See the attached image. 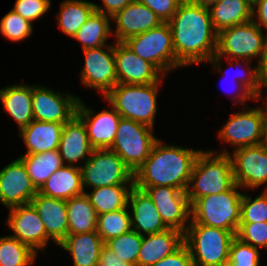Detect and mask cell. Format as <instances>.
Returning <instances> with one entry per match:
<instances>
[{
  "instance_id": "1",
  "label": "cell",
  "mask_w": 267,
  "mask_h": 266,
  "mask_svg": "<svg viewBox=\"0 0 267 266\" xmlns=\"http://www.w3.org/2000/svg\"><path fill=\"white\" fill-rule=\"evenodd\" d=\"M167 23L176 59L183 67L208 63L216 54L218 32L205 0H182Z\"/></svg>"
},
{
  "instance_id": "2",
  "label": "cell",
  "mask_w": 267,
  "mask_h": 266,
  "mask_svg": "<svg viewBox=\"0 0 267 266\" xmlns=\"http://www.w3.org/2000/svg\"><path fill=\"white\" fill-rule=\"evenodd\" d=\"M200 149L164 144L158 139L143 165L134 174L137 188L171 186L187 191L191 172Z\"/></svg>"
},
{
  "instance_id": "3",
  "label": "cell",
  "mask_w": 267,
  "mask_h": 266,
  "mask_svg": "<svg viewBox=\"0 0 267 266\" xmlns=\"http://www.w3.org/2000/svg\"><path fill=\"white\" fill-rule=\"evenodd\" d=\"M235 185L232 162L228 154L201 150L194 162L187 197L190 206L208 195L230 190Z\"/></svg>"
},
{
  "instance_id": "4",
  "label": "cell",
  "mask_w": 267,
  "mask_h": 266,
  "mask_svg": "<svg viewBox=\"0 0 267 266\" xmlns=\"http://www.w3.org/2000/svg\"><path fill=\"white\" fill-rule=\"evenodd\" d=\"M162 83H118L104 98L122 118L153 128L157 112V94Z\"/></svg>"
},
{
  "instance_id": "5",
  "label": "cell",
  "mask_w": 267,
  "mask_h": 266,
  "mask_svg": "<svg viewBox=\"0 0 267 266\" xmlns=\"http://www.w3.org/2000/svg\"><path fill=\"white\" fill-rule=\"evenodd\" d=\"M235 238L236 233L231 231L189 222L184 244L190 251L193 266H225Z\"/></svg>"
},
{
  "instance_id": "6",
  "label": "cell",
  "mask_w": 267,
  "mask_h": 266,
  "mask_svg": "<svg viewBox=\"0 0 267 266\" xmlns=\"http://www.w3.org/2000/svg\"><path fill=\"white\" fill-rule=\"evenodd\" d=\"M240 188L235 184L228 191L198 198L191 205L190 222L237 233L243 194Z\"/></svg>"
},
{
  "instance_id": "7",
  "label": "cell",
  "mask_w": 267,
  "mask_h": 266,
  "mask_svg": "<svg viewBox=\"0 0 267 266\" xmlns=\"http://www.w3.org/2000/svg\"><path fill=\"white\" fill-rule=\"evenodd\" d=\"M263 31L253 20L225 28L218 33L216 54L228 63L230 60L252 62L256 57L259 62L267 45V34Z\"/></svg>"
},
{
  "instance_id": "8",
  "label": "cell",
  "mask_w": 267,
  "mask_h": 266,
  "mask_svg": "<svg viewBox=\"0 0 267 266\" xmlns=\"http://www.w3.org/2000/svg\"><path fill=\"white\" fill-rule=\"evenodd\" d=\"M124 43L140 58L153 64L165 77L168 72L179 69L171 28L168 23L129 37Z\"/></svg>"
},
{
  "instance_id": "9",
  "label": "cell",
  "mask_w": 267,
  "mask_h": 266,
  "mask_svg": "<svg viewBox=\"0 0 267 266\" xmlns=\"http://www.w3.org/2000/svg\"><path fill=\"white\" fill-rule=\"evenodd\" d=\"M153 130L147 125L120 118L114 142L109 149L118 154L133 174L143 165L158 140Z\"/></svg>"
},
{
  "instance_id": "10",
  "label": "cell",
  "mask_w": 267,
  "mask_h": 266,
  "mask_svg": "<svg viewBox=\"0 0 267 266\" xmlns=\"http://www.w3.org/2000/svg\"><path fill=\"white\" fill-rule=\"evenodd\" d=\"M79 167L84 191L85 187L134 185V174L111 149H94L90 158Z\"/></svg>"
},
{
  "instance_id": "11",
  "label": "cell",
  "mask_w": 267,
  "mask_h": 266,
  "mask_svg": "<svg viewBox=\"0 0 267 266\" xmlns=\"http://www.w3.org/2000/svg\"><path fill=\"white\" fill-rule=\"evenodd\" d=\"M82 51H84L85 61L80 72L81 82L88 88L96 89L105 97L118 84L114 44L102 45Z\"/></svg>"
},
{
  "instance_id": "12",
  "label": "cell",
  "mask_w": 267,
  "mask_h": 266,
  "mask_svg": "<svg viewBox=\"0 0 267 266\" xmlns=\"http://www.w3.org/2000/svg\"><path fill=\"white\" fill-rule=\"evenodd\" d=\"M246 109V110H244ZM232 113L227 123L219 130V140L238 148L259 145L262 135L266 107L248 108ZM248 109V110H247Z\"/></svg>"
},
{
  "instance_id": "13",
  "label": "cell",
  "mask_w": 267,
  "mask_h": 266,
  "mask_svg": "<svg viewBox=\"0 0 267 266\" xmlns=\"http://www.w3.org/2000/svg\"><path fill=\"white\" fill-rule=\"evenodd\" d=\"M139 189L151 198L167 228L185 233L191 219V206L186 191L171 186Z\"/></svg>"
},
{
  "instance_id": "14",
  "label": "cell",
  "mask_w": 267,
  "mask_h": 266,
  "mask_svg": "<svg viewBox=\"0 0 267 266\" xmlns=\"http://www.w3.org/2000/svg\"><path fill=\"white\" fill-rule=\"evenodd\" d=\"M218 153L230 156L235 184L239 187L252 190L267 183V153L259 145Z\"/></svg>"
},
{
  "instance_id": "15",
  "label": "cell",
  "mask_w": 267,
  "mask_h": 266,
  "mask_svg": "<svg viewBox=\"0 0 267 266\" xmlns=\"http://www.w3.org/2000/svg\"><path fill=\"white\" fill-rule=\"evenodd\" d=\"M78 96L69 92L60 93L42 85H32L34 120L42 122L66 123L75 114Z\"/></svg>"
},
{
  "instance_id": "16",
  "label": "cell",
  "mask_w": 267,
  "mask_h": 266,
  "mask_svg": "<svg viewBox=\"0 0 267 266\" xmlns=\"http://www.w3.org/2000/svg\"><path fill=\"white\" fill-rule=\"evenodd\" d=\"M6 222L14 232L12 237L27 244L37 254L38 250L45 252L50 238L46 234L37 210L31 203L10 208Z\"/></svg>"
},
{
  "instance_id": "17",
  "label": "cell",
  "mask_w": 267,
  "mask_h": 266,
  "mask_svg": "<svg viewBox=\"0 0 267 266\" xmlns=\"http://www.w3.org/2000/svg\"><path fill=\"white\" fill-rule=\"evenodd\" d=\"M37 192L19 158L0 170V202L6 208L29 204Z\"/></svg>"
},
{
  "instance_id": "18",
  "label": "cell",
  "mask_w": 267,
  "mask_h": 266,
  "mask_svg": "<svg viewBox=\"0 0 267 266\" xmlns=\"http://www.w3.org/2000/svg\"><path fill=\"white\" fill-rule=\"evenodd\" d=\"M118 83L150 84L163 82L165 76L150 62L137 56L124 42L114 43Z\"/></svg>"
},
{
  "instance_id": "19",
  "label": "cell",
  "mask_w": 267,
  "mask_h": 266,
  "mask_svg": "<svg viewBox=\"0 0 267 266\" xmlns=\"http://www.w3.org/2000/svg\"><path fill=\"white\" fill-rule=\"evenodd\" d=\"M95 113L79 98L76 115L84 122L91 146L94 149H109L115 139L121 116L111 105Z\"/></svg>"
},
{
  "instance_id": "20",
  "label": "cell",
  "mask_w": 267,
  "mask_h": 266,
  "mask_svg": "<svg viewBox=\"0 0 267 266\" xmlns=\"http://www.w3.org/2000/svg\"><path fill=\"white\" fill-rule=\"evenodd\" d=\"M111 19L116 23L112 35L117 42H124L131 36L156 28L163 23L149 7L138 0L129 3Z\"/></svg>"
},
{
  "instance_id": "21",
  "label": "cell",
  "mask_w": 267,
  "mask_h": 266,
  "mask_svg": "<svg viewBox=\"0 0 267 266\" xmlns=\"http://www.w3.org/2000/svg\"><path fill=\"white\" fill-rule=\"evenodd\" d=\"M58 150L64 165L75 166L77 162H86L90 158L94 148L84 122L76 114L64 123Z\"/></svg>"
},
{
  "instance_id": "22",
  "label": "cell",
  "mask_w": 267,
  "mask_h": 266,
  "mask_svg": "<svg viewBox=\"0 0 267 266\" xmlns=\"http://www.w3.org/2000/svg\"><path fill=\"white\" fill-rule=\"evenodd\" d=\"M42 220L47 236L59 245L68 235V212L65 200L37 194L30 202Z\"/></svg>"
},
{
  "instance_id": "23",
  "label": "cell",
  "mask_w": 267,
  "mask_h": 266,
  "mask_svg": "<svg viewBox=\"0 0 267 266\" xmlns=\"http://www.w3.org/2000/svg\"><path fill=\"white\" fill-rule=\"evenodd\" d=\"M128 205L131 209L132 230L139 235H148L168 229L148 194L135 185L131 189ZM144 233V234H143Z\"/></svg>"
},
{
  "instance_id": "24",
  "label": "cell",
  "mask_w": 267,
  "mask_h": 266,
  "mask_svg": "<svg viewBox=\"0 0 267 266\" xmlns=\"http://www.w3.org/2000/svg\"><path fill=\"white\" fill-rule=\"evenodd\" d=\"M184 244V233L166 229L159 233L143 235L137 266H150L173 254Z\"/></svg>"
},
{
  "instance_id": "25",
  "label": "cell",
  "mask_w": 267,
  "mask_h": 266,
  "mask_svg": "<svg viewBox=\"0 0 267 266\" xmlns=\"http://www.w3.org/2000/svg\"><path fill=\"white\" fill-rule=\"evenodd\" d=\"M63 126L64 123L33 120L18 134L24 140L27 148V152L24 154H39L58 149Z\"/></svg>"
},
{
  "instance_id": "26",
  "label": "cell",
  "mask_w": 267,
  "mask_h": 266,
  "mask_svg": "<svg viewBox=\"0 0 267 266\" xmlns=\"http://www.w3.org/2000/svg\"><path fill=\"white\" fill-rule=\"evenodd\" d=\"M0 100L5 111L17 122L19 131L34 120L31 85L21 83L1 88Z\"/></svg>"
},
{
  "instance_id": "27",
  "label": "cell",
  "mask_w": 267,
  "mask_h": 266,
  "mask_svg": "<svg viewBox=\"0 0 267 266\" xmlns=\"http://www.w3.org/2000/svg\"><path fill=\"white\" fill-rule=\"evenodd\" d=\"M38 192L47 197L65 201L85 193L80 167L78 165H63L51 174Z\"/></svg>"
},
{
  "instance_id": "28",
  "label": "cell",
  "mask_w": 267,
  "mask_h": 266,
  "mask_svg": "<svg viewBox=\"0 0 267 266\" xmlns=\"http://www.w3.org/2000/svg\"><path fill=\"white\" fill-rule=\"evenodd\" d=\"M104 245L97 231H93L67 235L58 246L72 256L73 266H98Z\"/></svg>"
},
{
  "instance_id": "29",
  "label": "cell",
  "mask_w": 267,
  "mask_h": 266,
  "mask_svg": "<svg viewBox=\"0 0 267 266\" xmlns=\"http://www.w3.org/2000/svg\"><path fill=\"white\" fill-rule=\"evenodd\" d=\"M213 26L221 30L252 20L253 4L248 0H205Z\"/></svg>"
},
{
  "instance_id": "30",
  "label": "cell",
  "mask_w": 267,
  "mask_h": 266,
  "mask_svg": "<svg viewBox=\"0 0 267 266\" xmlns=\"http://www.w3.org/2000/svg\"><path fill=\"white\" fill-rule=\"evenodd\" d=\"M222 59L223 58L221 56H218L217 54H215L208 62L210 64L212 63L214 71L219 70V73L222 74L221 76L226 74L225 70L224 71L222 70V66L220 64L222 62L221 61ZM241 62L245 63L247 68L243 66V70L241 69V72L235 73L236 78H234L235 79V81L233 82L234 86L232 84L231 87L232 89L233 88L237 89L236 92L238 91V93L235 94V97L232 96V102L236 105L238 104L237 102H239L242 106V105H246L245 102L249 99L254 100V101H260V99H259L257 66L256 65L255 67L251 66L252 65L251 61L231 60L232 64L228 65V67L229 66L233 67L234 64L239 65Z\"/></svg>"
},
{
  "instance_id": "31",
  "label": "cell",
  "mask_w": 267,
  "mask_h": 266,
  "mask_svg": "<svg viewBox=\"0 0 267 266\" xmlns=\"http://www.w3.org/2000/svg\"><path fill=\"white\" fill-rule=\"evenodd\" d=\"M66 204L68 235L96 231L97 213L85 193L68 199Z\"/></svg>"
},
{
  "instance_id": "32",
  "label": "cell",
  "mask_w": 267,
  "mask_h": 266,
  "mask_svg": "<svg viewBox=\"0 0 267 266\" xmlns=\"http://www.w3.org/2000/svg\"><path fill=\"white\" fill-rule=\"evenodd\" d=\"M19 159L24 163L32 183L38 190L52 173L64 165L58 149L39 154H23Z\"/></svg>"
},
{
  "instance_id": "33",
  "label": "cell",
  "mask_w": 267,
  "mask_h": 266,
  "mask_svg": "<svg viewBox=\"0 0 267 266\" xmlns=\"http://www.w3.org/2000/svg\"><path fill=\"white\" fill-rule=\"evenodd\" d=\"M60 5L58 27L71 38L95 11L94 3L85 0H65Z\"/></svg>"
},
{
  "instance_id": "34",
  "label": "cell",
  "mask_w": 267,
  "mask_h": 266,
  "mask_svg": "<svg viewBox=\"0 0 267 266\" xmlns=\"http://www.w3.org/2000/svg\"><path fill=\"white\" fill-rule=\"evenodd\" d=\"M110 19V16L94 11L73 39L81 43L83 50L107 45L106 41L112 35Z\"/></svg>"
},
{
  "instance_id": "35",
  "label": "cell",
  "mask_w": 267,
  "mask_h": 266,
  "mask_svg": "<svg viewBox=\"0 0 267 266\" xmlns=\"http://www.w3.org/2000/svg\"><path fill=\"white\" fill-rule=\"evenodd\" d=\"M134 185L97 187L85 194L89 197L97 215L110 213L128 206V198Z\"/></svg>"
},
{
  "instance_id": "36",
  "label": "cell",
  "mask_w": 267,
  "mask_h": 266,
  "mask_svg": "<svg viewBox=\"0 0 267 266\" xmlns=\"http://www.w3.org/2000/svg\"><path fill=\"white\" fill-rule=\"evenodd\" d=\"M37 253L15 237H0V266H30L37 259Z\"/></svg>"
},
{
  "instance_id": "37",
  "label": "cell",
  "mask_w": 267,
  "mask_h": 266,
  "mask_svg": "<svg viewBox=\"0 0 267 266\" xmlns=\"http://www.w3.org/2000/svg\"><path fill=\"white\" fill-rule=\"evenodd\" d=\"M126 208L97 215L96 231L104 243L132 230L131 213Z\"/></svg>"
},
{
  "instance_id": "38",
  "label": "cell",
  "mask_w": 267,
  "mask_h": 266,
  "mask_svg": "<svg viewBox=\"0 0 267 266\" xmlns=\"http://www.w3.org/2000/svg\"><path fill=\"white\" fill-rule=\"evenodd\" d=\"M143 236L131 230L107 241L105 245L121 260L137 266V258L141 249Z\"/></svg>"
},
{
  "instance_id": "39",
  "label": "cell",
  "mask_w": 267,
  "mask_h": 266,
  "mask_svg": "<svg viewBox=\"0 0 267 266\" xmlns=\"http://www.w3.org/2000/svg\"><path fill=\"white\" fill-rule=\"evenodd\" d=\"M33 25L12 9L0 21V33L9 41L20 42L32 35Z\"/></svg>"
},
{
  "instance_id": "40",
  "label": "cell",
  "mask_w": 267,
  "mask_h": 266,
  "mask_svg": "<svg viewBox=\"0 0 267 266\" xmlns=\"http://www.w3.org/2000/svg\"><path fill=\"white\" fill-rule=\"evenodd\" d=\"M242 194L240 223L267 222V188L256 198Z\"/></svg>"
},
{
  "instance_id": "41",
  "label": "cell",
  "mask_w": 267,
  "mask_h": 266,
  "mask_svg": "<svg viewBox=\"0 0 267 266\" xmlns=\"http://www.w3.org/2000/svg\"><path fill=\"white\" fill-rule=\"evenodd\" d=\"M259 248L235 238L230 246L229 260L225 266H260Z\"/></svg>"
},
{
  "instance_id": "42",
  "label": "cell",
  "mask_w": 267,
  "mask_h": 266,
  "mask_svg": "<svg viewBox=\"0 0 267 266\" xmlns=\"http://www.w3.org/2000/svg\"><path fill=\"white\" fill-rule=\"evenodd\" d=\"M236 238L253 247L267 249V222L239 223Z\"/></svg>"
},
{
  "instance_id": "43",
  "label": "cell",
  "mask_w": 267,
  "mask_h": 266,
  "mask_svg": "<svg viewBox=\"0 0 267 266\" xmlns=\"http://www.w3.org/2000/svg\"><path fill=\"white\" fill-rule=\"evenodd\" d=\"M51 7V0H16L12 8L25 20L33 23L43 17Z\"/></svg>"
},
{
  "instance_id": "44",
  "label": "cell",
  "mask_w": 267,
  "mask_h": 266,
  "mask_svg": "<svg viewBox=\"0 0 267 266\" xmlns=\"http://www.w3.org/2000/svg\"><path fill=\"white\" fill-rule=\"evenodd\" d=\"M149 7L163 23H167L177 11L182 0H138Z\"/></svg>"
},
{
  "instance_id": "45",
  "label": "cell",
  "mask_w": 267,
  "mask_h": 266,
  "mask_svg": "<svg viewBox=\"0 0 267 266\" xmlns=\"http://www.w3.org/2000/svg\"><path fill=\"white\" fill-rule=\"evenodd\" d=\"M150 266H193V262L188 247L183 244L173 254Z\"/></svg>"
},
{
  "instance_id": "46",
  "label": "cell",
  "mask_w": 267,
  "mask_h": 266,
  "mask_svg": "<svg viewBox=\"0 0 267 266\" xmlns=\"http://www.w3.org/2000/svg\"><path fill=\"white\" fill-rule=\"evenodd\" d=\"M134 0H102V5L95 4V11L108 15L111 18Z\"/></svg>"
},
{
  "instance_id": "47",
  "label": "cell",
  "mask_w": 267,
  "mask_h": 266,
  "mask_svg": "<svg viewBox=\"0 0 267 266\" xmlns=\"http://www.w3.org/2000/svg\"><path fill=\"white\" fill-rule=\"evenodd\" d=\"M252 20L260 29L264 27L267 32V0H255L253 2Z\"/></svg>"
},
{
  "instance_id": "48",
  "label": "cell",
  "mask_w": 267,
  "mask_h": 266,
  "mask_svg": "<svg viewBox=\"0 0 267 266\" xmlns=\"http://www.w3.org/2000/svg\"><path fill=\"white\" fill-rule=\"evenodd\" d=\"M98 266H134L121 260L106 245L101 248Z\"/></svg>"
},
{
  "instance_id": "49",
  "label": "cell",
  "mask_w": 267,
  "mask_h": 266,
  "mask_svg": "<svg viewBox=\"0 0 267 266\" xmlns=\"http://www.w3.org/2000/svg\"><path fill=\"white\" fill-rule=\"evenodd\" d=\"M257 65L259 99H263L262 87L267 88V45Z\"/></svg>"
},
{
  "instance_id": "50",
  "label": "cell",
  "mask_w": 267,
  "mask_h": 266,
  "mask_svg": "<svg viewBox=\"0 0 267 266\" xmlns=\"http://www.w3.org/2000/svg\"><path fill=\"white\" fill-rule=\"evenodd\" d=\"M259 146L267 153V114L263 119L262 135Z\"/></svg>"
},
{
  "instance_id": "51",
  "label": "cell",
  "mask_w": 267,
  "mask_h": 266,
  "mask_svg": "<svg viewBox=\"0 0 267 266\" xmlns=\"http://www.w3.org/2000/svg\"><path fill=\"white\" fill-rule=\"evenodd\" d=\"M265 107H266V110H267V97L265 98Z\"/></svg>"
}]
</instances>
